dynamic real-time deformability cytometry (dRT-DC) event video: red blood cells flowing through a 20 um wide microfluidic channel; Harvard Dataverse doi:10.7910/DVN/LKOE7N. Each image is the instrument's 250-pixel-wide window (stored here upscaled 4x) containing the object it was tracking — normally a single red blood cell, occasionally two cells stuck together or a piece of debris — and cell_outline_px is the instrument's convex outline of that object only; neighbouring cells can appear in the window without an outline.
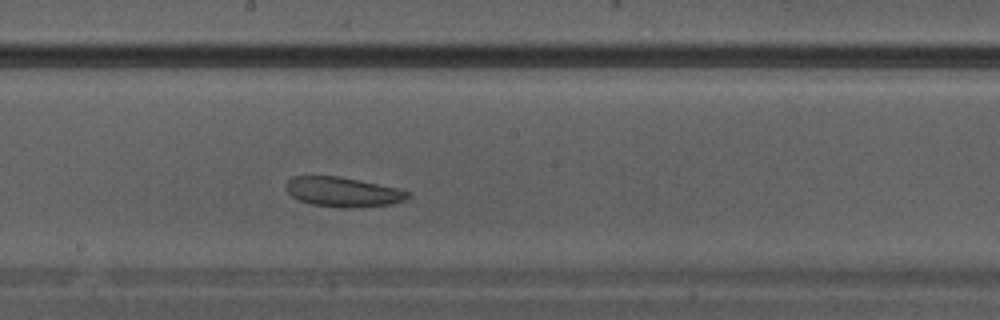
{"species": "Egyptian fruit bat (a non-hibernating species)", "species_latin": "Rousettus aegyptiacus", "temperature_condition": "warm", "stored_images_in_passage": 25, "camera_frame_rate_fps": 3000, "um_per_image_px": 0.085, "animal": {"sex": "male"}, "frame": {"image": 1, "passage_image": 11, "time_ms": 3.333, "image_size_px": [1000, 320], "cell_outline_px": [[412, 196], [404, 200], [392, 204], [360, 208], [340, 208], [312, 204], [300, 200], [292, 196], [288, 192], [284, 184], [292, 176], [340, 176], [400, 188], [412, 192]], "centroid_in_image_um": [29.21, 16.32], "position_along_channel_um": 219.0, "area_um2": 21.5}}
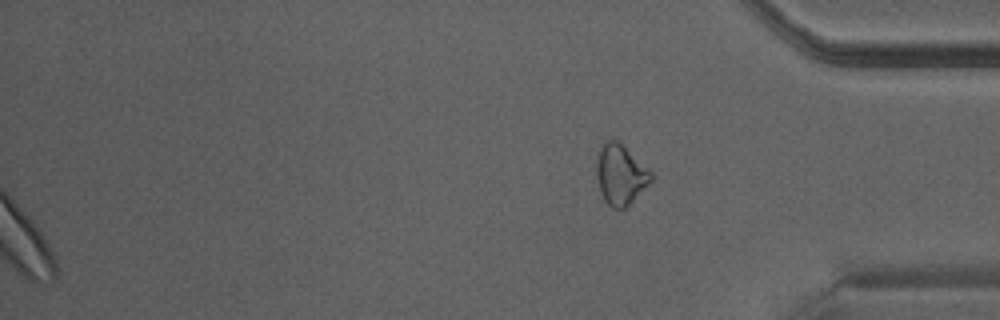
{"frame": {"image": 2, "passage_image": 25, "time_ms": 8.0, "image_size_px": [1000, 320], "cell_outline_px": [[652, 180], [624, 208], [612, 208], [604, 200], [600, 192], [596, 176], [596, 156], [600, 148], [608, 140], [616, 140], [648, 168], [652, 172]], "centroid_in_image_um": [52.7, 14.84], "position_along_channel_um": 382.5, "area_um2": 18.73}}